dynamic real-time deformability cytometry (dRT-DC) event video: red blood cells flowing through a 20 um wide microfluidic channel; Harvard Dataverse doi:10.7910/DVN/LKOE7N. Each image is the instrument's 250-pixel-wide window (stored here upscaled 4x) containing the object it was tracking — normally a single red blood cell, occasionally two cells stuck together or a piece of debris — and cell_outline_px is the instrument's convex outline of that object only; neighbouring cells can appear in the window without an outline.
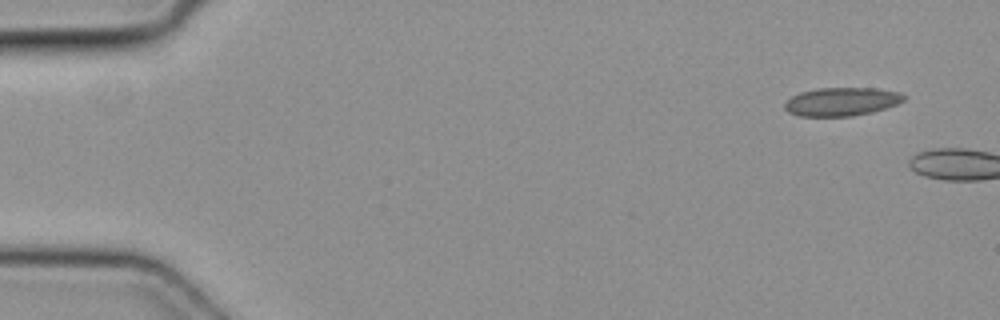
{"species": "common noctule bat (a hibernating species)", "species_latin": "Nyctalus noctula", "temperature_condition": "cold", "stored_images_in_passage": 3, "camera_frame_rate_fps": 3000, "um_per_image_px": 0.085, "animal": {"sex": "female", "body_mass_g": 19.3, "forearm_length_mm": 54.1}, "frame": {"image": 1, "passage_image": 1, "time_ms": 0.0, "image_size_px": [1000, 320], "cell_outline_px": [[904, 100], [896, 104], [872, 112], [852, 116], [796, 116], [788, 112], [784, 108], [784, 104], [792, 96], [800, 92], [816, 88], [876, 88], [900, 92], [904, 96]], "centroid_in_image_um": [71.5, 8.64], "position_along_channel_um": 13.5, "area_um2": 19.71}}